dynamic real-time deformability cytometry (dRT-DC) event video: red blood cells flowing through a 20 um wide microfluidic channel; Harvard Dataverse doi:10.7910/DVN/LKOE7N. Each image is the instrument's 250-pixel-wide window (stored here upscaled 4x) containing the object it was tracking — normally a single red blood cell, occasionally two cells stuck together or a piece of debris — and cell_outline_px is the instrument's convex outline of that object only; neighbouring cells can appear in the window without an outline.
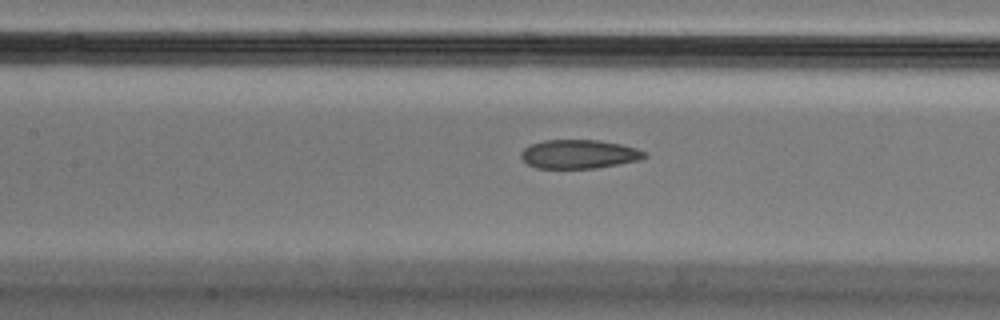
{"species": "Egyptian fruit bat (a non-hibernating species)", "species_latin": "Rousettus aegyptiacus", "temperature_condition": "cold", "stored_images_in_passage": 36, "camera_frame_rate_fps": 3000, "um_per_image_px": 0.085, "animal": {"sex": "male"}, "frame": {"image": 1, "passage_image": 16, "time_ms": 5.0, "image_size_px": [1000, 320], "cell_outline_px": [[648, 156], [640, 160], [596, 168], [536, 168], [528, 164], [520, 156], [520, 152], [528, 144], [544, 140], [600, 140], [620, 144], [636, 148], [648, 152]], "centroid_in_image_um": [49.22, 13.09], "position_along_channel_um": 158.2, "area_um2": 20.92}}